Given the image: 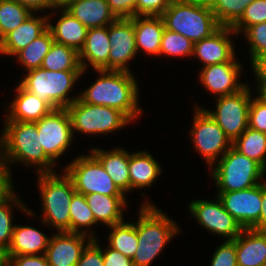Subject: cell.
<instances>
[{
    "label": "cell",
    "instance_id": "53",
    "mask_svg": "<svg viewBox=\"0 0 266 266\" xmlns=\"http://www.w3.org/2000/svg\"><path fill=\"white\" fill-rule=\"evenodd\" d=\"M74 1L76 0H50V9H54V11H57V9H66Z\"/></svg>",
    "mask_w": 266,
    "mask_h": 266
},
{
    "label": "cell",
    "instance_id": "18",
    "mask_svg": "<svg viewBox=\"0 0 266 266\" xmlns=\"http://www.w3.org/2000/svg\"><path fill=\"white\" fill-rule=\"evenodd\" d=\"M236 34L231 27L220 26L209 37L194 43L193 56H196L203 66L229 62L235 57L230 35Z\"/></svg>",
    "mask_w": 266,
    "mask_h": 266
},
{
    "label": "cell",
    "instance_id": "51",
    "mask_svg": "<svg viewBox=\"0 0 266 266\" xmlns=\"http://www.w3.org/2000/svg\"><path fill=\"white\" fill-rule=\"evenodd\" d=\"M254 76H266V51L260 54L252 63Z\"/></svg>",
    "mask_w": 266,
    "mask_h": 266
},
{
    "label": "cell",
    "instance_id": "32",
    "mask_svg": "<svg viewBox=\"0 0 266 266\" xmlns=\"http://www.w3.org/2000/svg\"><path fill=\"white\" fill-rule=\"evenodd\" d=\"M54 42L52 33L47 29L38 38L34 39L15 56L21 65L28 71L41 68L44 57L50 51Z\"/></svg>",
    "mask_w": 266,
    "mask_h": 266
},
{
    "label": "cell",
    "instance_id": "14",
    "mask_svg": "<svg viewBox=\"0 0 266 266\" xmlns=\"http://www.w3.org/2000/svg\"><path fill=\"white\" fill-rule=\"evenodd\" d=\"M225 210L242 228H251L260 218L262 207V183L248 189L218 192Z\"/></svg>",
    "mask_w": 266,
    "mask_h": 266
},
{
    "label": "cell",
    "instance_id": "25",
    "mask_svg": "<svg viewBox=\"0 0 266 266\" xmlns=\"http://www.w3.org/2000/svg\"><path fill=\"white\" fill-rule=\"evenodd\" d=\"M90 152L99 160L119 189L125 195L130 192L129 153L127 150L116 147L112 151H104L101 148L93 147Z\"/></svg>",
    "mask_w": 266,
    "mask_h": 266
},
{
    "label": "cell",
    "instance_id": "26",
    "mask_svg": "<svg viewBox=\"0 0 266 266\" xmlns=\"http://www.w3.org/2000/svg\"><path fill=\"white\" fill-rule=\"evenodd\" d=\"M50 238L34 227L14 224L7 256L45 254Z\"/></svg>",
    "mask_w": 266,
    "mask_h": 266
},
{
    "label": "cell",
    "instance_id": "36",
    "mask_svg": "<svg viewBox=\"0 0 266 266\" xmlns=\"http://www.w3.org/2000/svg\"><path fill=\"white\" fill-rule=\"evenodd\" d=\"M17 196L18 195L14 193L6 202L0 204V249L5 251H7L10 246L13 234V205L24 211L26 215L29 214L30 216L35 217L34 213L26 208L23 202H21V199Z\"/></svg>",
    "mask_w": 266,
    "mask_h": 266
},
{
    "label": "cell",
    "instance_id": "23",
    "mask_svg": "<svg viewBox=\"0 0 266 266\" xmlns=\"http://www.w3.org/2000/svg\"><path fill=\"white\" fill-rule=\"evenodd\" d=\"M65 10L87 29L109 26L117 19L107 0H76Z\"/></svg>",
    "mask_w": 266,
    "mask_h": 266
},
{
    "label": "cell",
    "instance_id": "5",
    "mask_svg": "<svg viewBox=\"0 0 266 266\" xmlns=\"http://www.w3.org/2000/svg\"><path fill=\"white\" fill-rule=\"evenodd\" d=\"M44 225L55 227L57 232L70 233V203L76 192L72 179L65 173H39Z\"/></svg>",
    "mask_w": 266,
    "mask_h": 266
},
{
    "label": "cell",
    "instance_id": "7",
    "mask_svg": "<svg viewBox=\"0 0 266 266\" xmlns=\"http://www.w3.org/2000/svg\"><path fill=\"white\" fill-rule=\"evenodd\" d=\"M214 170H213V169ZM218 192H231L251 188L262 182L266 170L233 146L210 168Z\"/></svg>",
    "mask_w": 266,
    "mask_h": 266
},
{
    "label": "cell",
    "instance_id": "31",
    "mask_svg": "<svg viewBox=\"0 0 266 266\" xmlns=\"http://www.w3.org/2000/svg\"><path fill=\"white\" fill-rule=\"evenodd\" d=\"M41 68L51 71L83 70L79 52L55 41L44 57Z\"/></svg>",
    "mask_w": 266,
    "mask_h": 266
},
{
    "label": "cell",
    "instance_id": "48",
    "mask_svg": "<svg viewBox=\"0 0 266 266\" xmlns=\"http://www.w3.org/2000/svg\"><path fill=\"white\" fill-rule=\"evenodd\" d=\"M102 256L104 266H134L131 258L110 248L108 245L104 251L102 250Z\"/></svg>",
    "mask_w": 266,
    "mask_h": 266
},
{
    "label": "cell",
    "instance_id": "15",
    "mask_svg": "<svg viewBox=\"0 0 266 266\" xmlns=\"http://www.w3.org/2000/svg\"><path fill=\"white\" fill-rule=\"evenodd\" d=\"M108 36L111 44L109 70L131 72L127 63L137 56L133 17L112 22L108 26Z\"/></svg>",
    "mask_w": 266,
    "mask_h": 266
},
{
    "label": "cell",
    "instance_id": "19",
    "mask_svg": "<svg viewBox=\"0 0 266 266\" xmlns=\"http://www.w3.org/2000/svg\"><path fill=\"white\" fill-rule=\"evenodd\" d=\"M110 48L108 26L88 29L84 46L79 51L83 72L87 71V65L94 70H109Z\"/></svg>",
    "mask_w": 266,
    "mask_h": 266
},
{
    "label": "cell",
    "instance_id": "42",
    "mask_svg": "<svg viewBox=\"0 0 266 266\" xmlns=\"http://www.w3.org/2000/svg\"><path fill=\"white\" fill-rule=\"evenodd\" d=\"M248 127L266 133V103L257 97L251 99L248 112Z\"/></svg>",
    "mask_w": 266,
    "mask_h": 266
},
{
    "label": "cell",
    "instance_id": "27",
    "mask_svg": "<svg viewBox=\"0 0 266 266\" xmlns=\"http://www.w3.org/2000/svg\"><path fill=\"white\" fill-rule=\"evenodd\" d=\"M84 196L97 224L102 222L109 227L125 221L123 208L127 207L126 196H108L99 193Z\"/></svg>",
    "mask_w": 266,
    "mask_h": 266
},
{
    "label": "cell",
    "instance_id": "2",
    "mask_svg": "<svg viewBox=\"0 0 266 266\" xmlns=\"http://www.w3.org/2000/svg\"><path fill=\"white\" fill-rule=\"evenodd\" d=\"M0 137V161L8 168L12 163L36 165L39 173L55 172L54 163L40 144L36 122L5 121ZM9 163V165H8Z\"/></svg>",
    "mask_w": 266,
    "mask_h": 266
},
{
    "label": "cell",
    "instance_id": "9",
    "mask_svg": "<svg viewBox=\"0 0 266 266\" xmlns=\"http://www.w3.org/2000/svg\"><path fill=\"white\" fill-rule=\"evenodd\" d=\"M63 171L72 179L76 192L80 194L125 196L91 152L75 158Z\"/></svg>",
    "mask_w": 266,
    "mask_h": 266
},
{
    "label": "cell",
    "instance_id": "54",
    "mask_svg": "<svg viewBox=\"0 0 266 266\" xmlns=\"http://www.w3.org/2000/svg\"><path fill=\"white\" fill-rule=\"evenodd\" d=\"M9 259L5 250L0 249V266H8Z\"/></svg>",
    "mask_w": 266,
    "mask_h": 266
},
{
    "label": "cell",
    "instance_id": "1",
    "mask_svg": "<svg viewBox=\"0 0 266 266\" xmlns=\"http://www.w3.org/2000/svg\"><path fill=\"white\" fill-rule=\"evenodd\" d=\"M99 78L83 92L79 99L92 105L112 107L123 112L131 121L142 113L139 108V89L131 72L95 70Z\"/></svg>",
    "mask_w": 266,
    "mask_h": 266
},
{
    "label": "cell",
    "instance_id": "4",
    "mask_svg": "<svg viewBox=\"0 0 266 266\" xmlns=\"http://www.w3.org/2000/svg\"><path fill=\"white\" fill-rule=\"evenodd\" d=\"M165 29L179 33L193 43L209 37L219 27L209 4L172 0L161 15Z\"/></svg>",
    "mask_w": 266,
    "mask_h": 266
},
{
    "label": "cell",
    "instance_id": "33",
    "mask_svg": "<svg viewBox=\"0 0 266 266\" xmlns=\"http://www.w3.org/2000/svg\"><path fill=\"white\" fill-rule=\"evenodd\" d=\"M109 228L111 232L108 237V246L132 259L138 248L135 224L123 221Z\"/></svg>",
    "mask_w": 266,
    "mask_h": 266
},
{
    "label": "cell",
    "instance_id": "44",
    "mask_svg": "<svg viewBox=\"0 0 266 266\" xmlns=\"http://www.w3.org/2000/svg\"><path fill=\"white\" fill-rule=\"evenodd\" d=\"M172 0H137L135 16H161Z\"/></svg>",
    "mask_w": 266,
    "mask_h": 266
},
{
    "label": "cell",
    "instance_id": "50",
    "mask_svg": "<svg viewBox=\"0 0 266 266\" xmlns=\"http://www.w3.org/2000/svg\"><path fill=\"white\" fill-rule=\"evenodd\" d=\"M25 7L29 8L32 12H40L45 9H50V0H16ZM44 9V10H43Z\"/></svg>",
    "mask_w": 266,
    "mask_h": 266
},
{
    "label": "cell",
    "instance_id": "40",
    "mask_svg": "<svg viewBox=\"0 0 266 266\" xmlns=\"http://www.w3.org/2000/svg\"><path fill=\"white\" fill-rule=\"evenodd\" d=\"M242 33L249 42L251 63L266 51V22L247 27Z\"/></svg>",
    "mask_w": 266,
    "mask_h": 266
},
{
    "label": "cell",
    "instance_id": "10",
    "mask_svg": "<svg viewBox=\"0 0 266 266\" xmlns=\"http://www.w3.org/2000/svg\"><path fill=\"white\" fill-rule=\"evenodd\" d=\"M193 126L190 132L194 148L206 160L211 168L218 159L232 147V141L227 137L216 121L202 108L195 106Z\"/></svg>",
    "mask_w": 266,
    "mask_h": 266
},
{
    "label": "cell",
    "instance_id": "41",
    "mask_svg": "<svg viewBox=\"0 0 266 266\" xmlns=\"http://www.w3.org/2000/svg\"><path fill=\"white\" fill-rule=\"evenodd\" d=\"M210 266H237L234 240H225L214 252Z\"/></svg>",
    "mask_w": 266,
    "mask_h": 266
},
{
    "label": "cell",
    "instance_id": "37",
    "mask_svg": "<svg viewBox=\"0 0 266 266\" xmlns=\"http://www.w3.org/2000/svg\"><path fill=\"white\" fill-rule=\"evenodd\" d=\"M254 0H213L210 3L220 26L232 27L243 15L245 8Z\"/></svg>",
    "mask_w": 266,
    "mask_h": 266
},
{
    "label": "cell",
    "instance_id": "11",
    "mask_svg": "<svg viewBox=\"0 0 266 266\" xmlns=\"http://www.w3.org/2000/svg\"><path fill=\"white\" fill-rule=\"evenodd\" d=\"M246 85L239 92L217 97L216 110L203 109L222 128L232 143L248 128V112L252 94Z\"/></svg>",
    "mask_w": 266,
    "mask_h": 266
},
{
    "label": "cell",
    "instance_id": "35",
    "mask_svg": "<svg viewBox=\"0 0 266 266\" xmlns=\"http://www.w3.org/2000/svg\"><path fill=\"white\" fill-rule=\"evenodd\" d=\"M33 12L16 0H0V41Z\"/></svg>",
    "mask_w": 266,
    "mask_h": 266
},
{
    "label": "cell",
    "instance_id": "17",
    "mask_svg": "<svg viewBox=\"0 0 266 266\" xmlns=\"http://www.w3.org/2000/svg\"><path fill=\"white\" fill-rule=\"evenodd\" d=\"M91 240L90 236L82 233L55 232L50 238L45 253L48 264L50 266H76L84 248ZM85 241L87 242L84 243Z\"/></svg>",
    "mask_w": 266,
    "mask_h": 266
},
{
    "label": "cell",
    "instance_id": "55",
    "mask_svg": "<svg viewBox=\"0 0 266 266\" xmlns=\"http://www.w3.org/2000/svg\"><path fill=\"white\" fill-rule=\"evenodd\" d=\"M188 1H192V2H198V3H204V4H209L213 1V0H188Z\"/></svg>",
    "mask_w": 266,
    "mask_h": 266
},
{
    "label": "cell",
    "instance_id": "13",
    "mask_svg": "<svg viewBox=\"0 0 266 266\" xmlns=\"http://www.w3.org/2000/svg\"><path fill=\"white\" fill-rule=\"evenodd\" d=\"M189 211L203 226L204 229L213 233V235H221L226 240H234L241 233L243 228L239 223L225 210L221 200L218 198L216 202L208 200H194L189 204Z\"/></svg>",
    "mask_w": 266,
    "mask_h": 266
},
{
    "label": "cell",
    "instance_id": "52",
    "mask_svg": "<svg viewBox=\"0 0 266 266\" xmlns=\"http://www.w3.org/2000/svg\"><path fill=\"white\" fill-rule=\"evenodd\" d=\"M258 82V87L256 86V90H258L257 98L260 99L262 102L266 103V76H256Z\"/></svg>",
    "mask_w": 266,
    "mask_h": 266
},
{
    "label": "cell",
    "instance_id": "34",
    "mask_svg": "<svg viewBox=\"0 0 266 266\" xmlns=\"http://www.w3.org/2000/svg\"><path fill=\"white\" fill-rule=\"evenodd\" d=\"M95 224L97 223L95 222L93 212L88 206L85 196L75 192L70 203V233H82L95 239V233L93 231L89 233V228ZM82 228L87 229L84 230Z\"/></svg>",
    "mask_w": 266,
    "mask_h": 266
},
{
    "label": "cell",
    "instance_id": "28",
    "mask_svg": "<svg viewBox=\"0 0 266 266\" xmlns=\"http://www.w3.org/2000/svg\"><path fill=\"white\" fill-rule=\"evenodd\" d=\"M130 192L150 187L161 174V166L147 151L129 152Z\"/></svg>",
    "mask_w": 266,
    "mask_h": 266
},
{
    "label": "cell",
    "instance_id": "39",
    "mask_svg": "<svg viewBox=\"0 0 266 266\" xmlns=\"http://www.w3.org/2000/svg\"><path fill=\"white\" fill-rule=\"evenodd\" d=\"M266 22V0H254L246 8L241 18L231 27L236 35L247 27Z\"/></svg>",
    "mask_w": 266,
    "mask_h": 266
},
{
    "label": "cell",
    "instance_id": "47",
    "mask_svg": "<svg viewBox=\"0 0 266 266\" xmlns=\"http://www.w3.org/2000/svg\"><path fill=\"white\" fill-rule=\"evenodd\" d=\"M8 266H50L45 254L8 256Z\"/></svg>",
    "mask_w": 266,
    "mask_h": 266
},
{
    "label": "cell",
    "instance_id": "20",
    "mask_svg": "<svg viewBox=\"0 0 266 266\" xmlns=\"http://www.w3.org/2000/svg\"><path fill=\"white\" fill-rule=\"evenodd\" d=\"M49 19L50 14L44 15V17H35L32 13L21 25L0 41V54L15 56L48 29Z\"/></svg>",
    "mask_w": 266,
    "mask_h": 266
},
{
    "label": "cell",
    "instance_id": "12",
    "mask_svg": "<svg viewBox=\"0 0 266 266\" xmlns=\"http://www.w3.org/2000/svg\"><path fill=\"white\" fill-rule=\"evenodd\" d=\"M37 123L40 144L45 154L54 162L72 144L73 131L66 108L52 110Z\"/></svg>",
    "mask_w": 266,
    "mask_h": 266
},
{
    "label": "cell",
    "instance_id": "45",
    "mask_svg": "<svg viewBox=\"0 0 266 266\" xmlns=\"http://www.w3.org/2000/svg\"><path fill=\"white\" fill-rule=\"evenodd\" d=\"M137 0H107L111 12L117 19L135 16Z\"/></svg>",
    "mask_w": 266,
    "mask_h": 266
},
{
    "label": "cell",
    "instance_id": "49",
    "mask_svg": "<svg viewBox=\"0 0 266 266\" xmlns=\"http://www.w3.org/2000/svg\"><path fill=\"white\" fill-rule=\"evenodd\" d=\"M259 220L251 227L252 229L266 232V180H262V207Z\"/></svg>",
    "mask_w": 266,
    "mask_h": 266
},
{
    "label": "cell",
    "instance_id": "29",
    "mask_svg": "<svg viewBox=\"0 0 266 266\" xmlns=\"http://www.w3.org/2000/svg\"><path fill=\"white\" fill-rule=\"evenodd\" d=\"M48 29L51 31L55 42L69 46L78 52L83 48L88 29L81 24L65 9H61V16L56 25L48 22Z\"/></svg>",
    "mask_w": 266,
    "mask_h": 266
},
{
    "label": "cell",
    "instance_id": "24",
    "mask_svg": "<svg viewBox=\"0 0 266 266\" xmlns=\"http://www.w3.org/2000/svg\"><path fill=\"white\" fill-rule=\"evenodd\" d=\"M137 53L144 51L159 56L162 34L165 26L161 16L133 17Z\"/></svg>",
    "mask_w": 266,
    "mask_h": 266
},
{
    "label": "cell",
    "instance_id": "43",
    "mask_svg": "<svg viewBox=\"0 0 266 266\" xmlns=\"http://www.w3.org/2000/svg\"><path fill=\"white\" fill-rule=\"evenodd\" d=\"M102 249L97 239H92L84 248L76 266H104Z\"/></svg>",
    "mask_w": 266,
    "mask_h": 266
},
{
    "label": "cell",
    "instance_id": "38",
    "mask_svg": "<svg viewBox=\"0 0 266 266\" xmlns=\"http://www.w3.org/2000/svg\"><path fill=\"white\" fill-rule=\"evenodd\" d=\"M194 43L186 38L185 36L164 29L161 39L159 57L165 56H176V57H189L193 56Z\"/></svg>",
    "mask_w": 266,
    "mask_h": 266
},
{
    "label": "cell",
    "instance_id": "3",
    "mask_svg": "<svg viewBox=\"0 0 266 266\" xmlns=\"http://www.w3.org/2000/svg\"><path fill=\"white\" fill-rule=\"evenodd\" d=\"M145 202L140 206L135 223L138 248L132 258L134 266H150L170 239L181 231L176 222L160 208H156L151 202Z\"/></svg>",
    "mask_w": 266,
    "mask_h": 266
},
{
    "label": "cell",
    "instance_id": "30",
    "mask_svg": "<svg viewBox=\"0 0 266 266\" xmlns=\"http://www.w3.org/2000/svg\"><path fill=\"white\" fill-rule=\"evenodd\" d=\"M232 146L244 156L255 160L266 170V133L248 127Z\"/></svg>",
    "mask_w": 266,
    "mask_h": 266
},
{
    "label": "cell",
    "instance_id": "46",
    "mask_svg": "<svg viewBox=\"0 0 266 266\" xmlns=\"http://www.w3.org/2000/svg\"><path fill=\"white\" fill-rule=\"evenodd\" d=\"M11 174L10 169L0 161V204L6 202L15 193Z\"/></svg>",
    "mask_w": 266,
    "mask_h": 266
},
{
    "label": "cell",
    "instance_id": "16",
    "mask_svg": "<svg viewBox=\"0 0 266 266\" xmlns=\"http://www.w3.org/2000/svg\"><path fill=\"white\" fill-rule=\"evenodd\" d=\"M242 64L234 57L229 62L202 67L199 80L204 88L218 97L239 92L246 84L239 82Z\"/></svg>",
    "mask_w": 266,
    "mask_h": 266
},
{
    "label": "cell",
    "instance_id": "21",
    "mask_svg": "<svg viewBox=\"0 0 266 266\" xmlns=\"http://www.w3.org/2000/svg\"><path fill=\"white\" fill-rule=\"evenodd\" d=\"M235 246L237 266H266V232L243 228Z\"/></svg>",
    "mask_w": 266,
    "mask_h": 266
},
{
    "label": "cell",
    "instance_id": "6",
    "mask_svg": "<svg viewBox=\"0 0 266 266\" xmlns=\"http://www.w3.org/2000/svg\"><path fill=\"white\" fill-rule=\"evenodd\" d=\"M28 72L20 85L45 101L53 110L69 107L79 96L68 97L83 70L51 71L36 68Z\"/></svg>",
    "mask_w": 266,
    "mask_h": 266
},
{
    "label": "cell",
    "instance_id": "8",
    "mask_svg": "<svg viewBox=\"0 0 266 266\" xmlns=\"http://www.w3.org/2000/svg\"><path fill=\"white\" fill-rule=\"evenodd\" d=\"M66 109L70 115L73 134H108L132 122L118 109L88 104L79 98Z\"/></svg>",
    "mask_w": 266,
    "mask_h": 266
},
{
    "label": "cell",
    "instance_id": "22",
    "mask_svg": "<svg viewBox=\"0 0 266 266\" xmlns=\"http://www.w3.org/2000/svg\"><path fill=\"white\" fill-rule=\"evenodd\" d=\"M16 92L17 95L10 104L5 121L36 122L53 110L45 101L24 89L20 84Z\"/></svg>",
    "mask_w": 266,
    "mask_h": 266
}]
</instances>
